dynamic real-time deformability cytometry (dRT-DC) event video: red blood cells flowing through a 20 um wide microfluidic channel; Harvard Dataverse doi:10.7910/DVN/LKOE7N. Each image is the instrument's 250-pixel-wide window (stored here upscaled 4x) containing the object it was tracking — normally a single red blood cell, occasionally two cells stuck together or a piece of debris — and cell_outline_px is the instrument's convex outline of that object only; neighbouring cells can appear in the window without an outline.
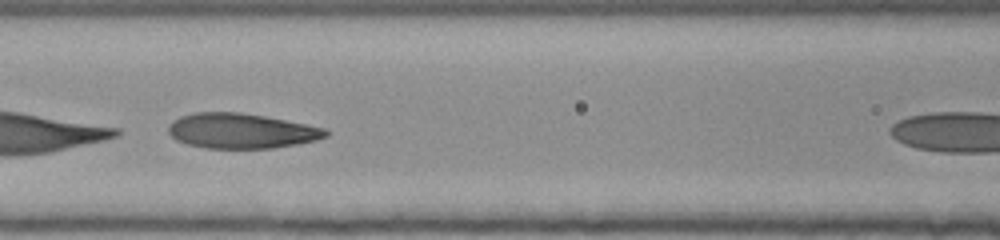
{"species": "human", "species_latin": "Homo sapiens", "temperature_condition": "room temperature", "stored_images_in_passage": 38, "camera_frame_rate_fps": 3000, "um_per_image_px": 0.085, "donor": {"sex": "female"}, "frame": {"image": 1, "passage_image": 9, "time_ms": 2.667, "image_size_px": [1000, 240], "cell_outline_px": [[328, 136], [316, 140], [296, 144], [272, 148], [204, 148], [188, 144], [176, 140], [168, 132], [168, 124], [172, 120], [180, 116], [196, 112], [240, 112], [264, 116], [324, 128], [328, 132]], "centroid_in_image_um": [20.45, 11.12], "position_along_channel_um": 146.1, "area_um2": 32.02}}
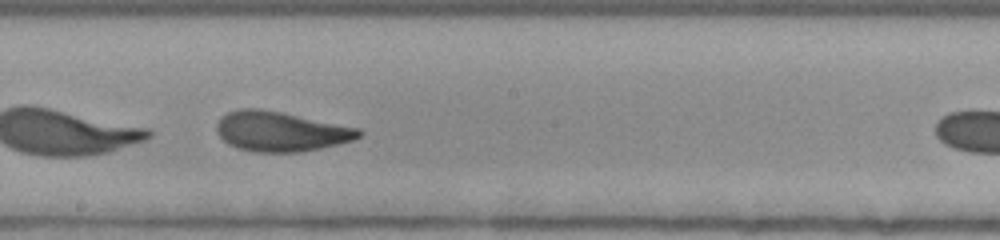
{"frame": {"image": 2, "passage_image": 15, "time_ms": 4.667, "image_size_px": [1000, 240], "cell_outline_px": [[364, 132], [360, 136], [352, 140], [320, 148], [300, 152], [252, 152], [236, 148], [228, 144], [216, 132], [216, 124], [220, 116], [228, 112], [240, 108], [260, 108], [360, 128]], "centroid_in_image_um": [23.81, 11.17], "position_along_channel_um": 224.4, "area_um2": 33.06}}
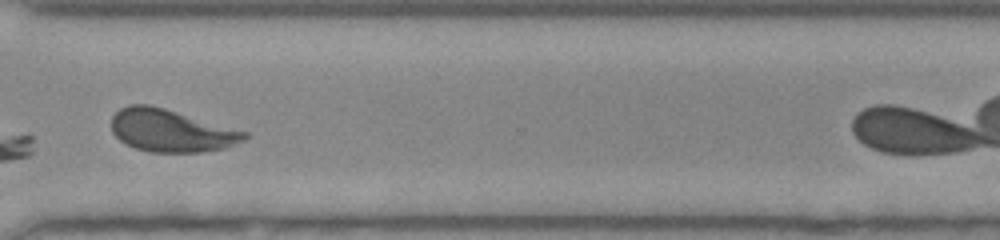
{"frame": {"image": 3, "passage_image": 25, "time_ms": 8.0, "image_size_px": [1000, 240], "cell_outline_px": [[248, 136], [244, 140], [224, 148], [200, 152], [152, 152], [136, 148], [120, 140], [112, 132], [112, 116], [120, 108], [128, 104], [148, 104], [164, 108], [248, 132]], "centroid_in_image_um": [14.52, 11.09], "position_along_channel_um": 356.1, "area_um2": 32.66}, "authors_computed_cell_mechanics": {"area_um2": 32.7437, "velocity_mm_per_s": 3.9334, "shape_relaxation_time_tau1_ms": 1.459, "shape_relaxation_time_tau2_ms": 1.6305, "deformation_change_tau1": 0.291, "deformation_change_tau2": 0.0885}}